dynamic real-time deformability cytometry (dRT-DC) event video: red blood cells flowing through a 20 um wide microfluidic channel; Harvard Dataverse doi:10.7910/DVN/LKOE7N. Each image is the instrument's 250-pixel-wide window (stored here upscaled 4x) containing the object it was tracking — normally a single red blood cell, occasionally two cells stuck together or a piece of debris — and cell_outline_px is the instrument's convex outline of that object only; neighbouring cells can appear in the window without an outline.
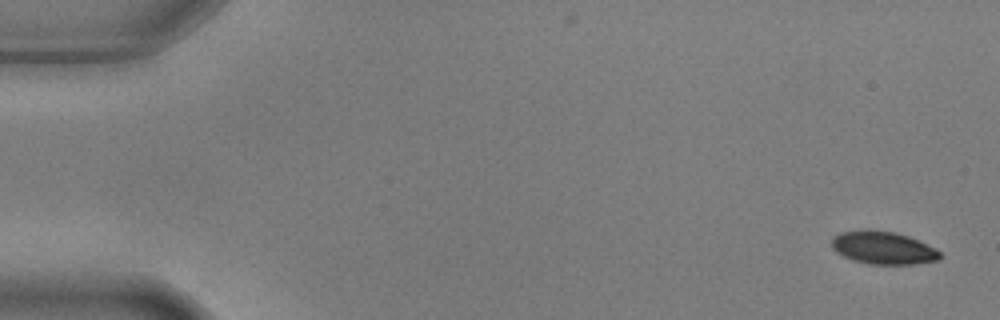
{"species": "common noctule bat (a hibernating species)", "species_latin": "Nyctalus noctula", "temperature_condition": "warm", "stored_images_in_passage": 5, "camera_frame_rate_fps": 3000, "um_per_image_px": 0.085, "animal": {"sex": "male", "body_mass_g": 17.9, "forearm_length_mm": 54.2}, "frame": {"image": 1, "passage_image": 1, "time_ms": 0.0, "image_size_px": [1000, 320], "cell_outline_px": [[940, 260], [916, 264], [868, 264], [852, 260], [836, 252], [832, 248], [832, 236], [840, 232], [860, 228], [868, 228], [896, 232], [908, 236], [936, 248], [940, 252]], "centroid_in_image_um": [75.03, 21.04], "position_along_channel_um": 10.0, "area_um2": 21.15}}